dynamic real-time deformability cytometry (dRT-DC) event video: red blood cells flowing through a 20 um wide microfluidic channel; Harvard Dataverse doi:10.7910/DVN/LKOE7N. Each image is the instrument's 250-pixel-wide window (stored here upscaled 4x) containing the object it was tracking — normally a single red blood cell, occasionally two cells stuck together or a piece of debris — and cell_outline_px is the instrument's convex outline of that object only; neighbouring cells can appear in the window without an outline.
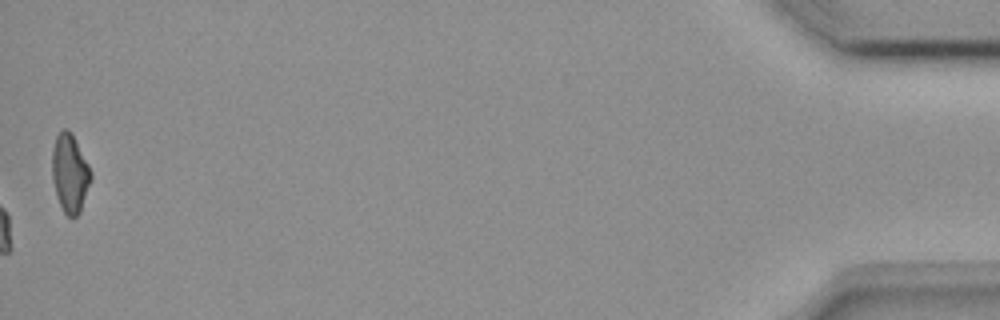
{"species": "common noctule bat (a hibernating species)", "species_latin": "Nyctalus noctula", "temperature_condition": "room temperature", "stored_images_in_passage": 44, "camera_frame_rate_fps": 3000, "um_per_image_px": 0.085, "animal": {"sex": "female", "body_mass_g": 18.4}, "frame": {"image": 1, "passage_image": 44, "time_ms": 14.333, "image_size_px": [1000, 320], "cell_outline_px": [[92, 180], [80, 212], [76, 216], [68, 216], [64, 212], [56, 196], [52, 180], [52, 152], [56, 136], [64, 128], [68, 128], [72, 132], [92, 172]], "centroid_in_image_um": [5.95, 14.71], "position_along_channel_um": 429.3, "area_um2": 17.86}, "authors_computed_cell_mechanics": {"area_um2": 19.2185, "velocity_mm_per_s": 3.799, "shape_relaxation_time_tau1_ms": null, "shape_relaxation_time_tau2_ms": 1.1255, "deformation_change_tau1": null, "deformation_change_tau2": 0.0477}}